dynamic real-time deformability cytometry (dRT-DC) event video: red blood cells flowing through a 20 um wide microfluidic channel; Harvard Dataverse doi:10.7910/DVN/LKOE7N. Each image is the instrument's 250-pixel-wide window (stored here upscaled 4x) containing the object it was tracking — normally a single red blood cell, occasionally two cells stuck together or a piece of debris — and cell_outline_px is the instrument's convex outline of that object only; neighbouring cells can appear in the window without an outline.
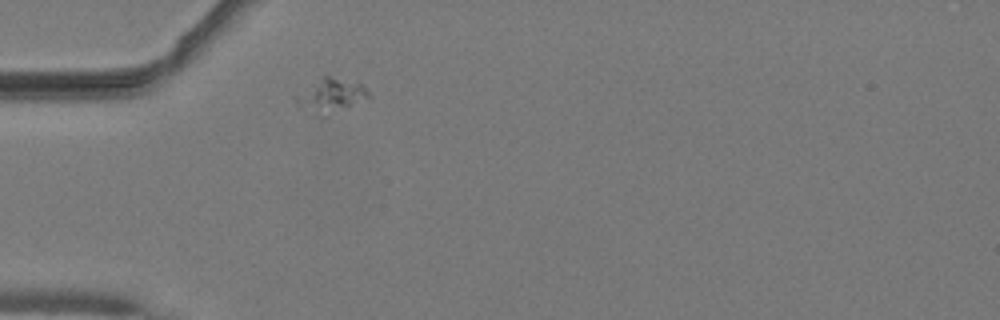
{"species": "common noctule bat (a hibernating species)", "species_latin": "Nyctalus noctula", "temperature_condition": "warm", "stored_images_in_passage": 17, "camera_frame_rate_fps": 3000, "um_per_image_px": 0.085, "animal": {"sex": "male", "body_mass_g": 19.2, "forearm_length_mm": 51.8}, "frame": {"image": 1, "passage_image": 3, "time_ms": 0.667, "image_size_px": [1000, 320], "cell_outline_px": [[372, 96], [328, 116], [320, 116], [304, 112], [296, 104], [292, 96], [324, 76], [328, 76], [360, 84]], "centroid_in_image_um": [28.02, 8.18], "position_along_channel_um": 57.0, "area_um2": 14.33}}
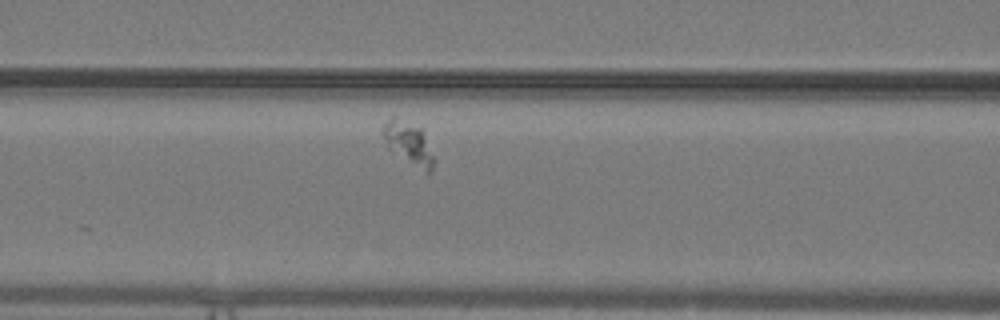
{"frame": {"image": 2, "passage_image": 10, "time_ms": 3.0, "image_size_px": [1000, 320], "cell_outline_px": [[436, 160], [432, 172], [428, 176], [388, 148], [384, 140], [384, 124], [392, 116], [420, 128]], "centroid_in_image_um": [34.79, 12.27], "position_along_channel_um": 131.8, "area_um2": 12.54}}
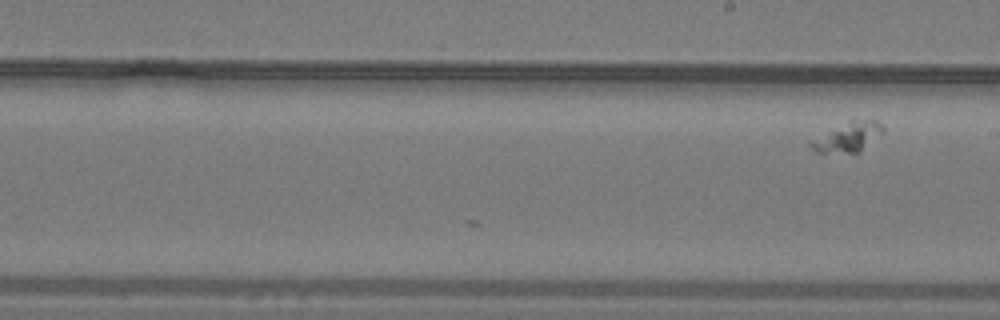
{"frame": {"image": 3, "passage_image": 17, "time_ms": 5.333, "image_size_px": [1000, 320], "cell_outline_px": [[884, 132], [860, 152], [816, 152], [808, 144], [812, 140], [852, 116], [876, 120], [884, 128]], "centroid_in_image_um": [72.12, 11.57], "position_along_channel_um": 216.9, "area_um2": 12.77}}